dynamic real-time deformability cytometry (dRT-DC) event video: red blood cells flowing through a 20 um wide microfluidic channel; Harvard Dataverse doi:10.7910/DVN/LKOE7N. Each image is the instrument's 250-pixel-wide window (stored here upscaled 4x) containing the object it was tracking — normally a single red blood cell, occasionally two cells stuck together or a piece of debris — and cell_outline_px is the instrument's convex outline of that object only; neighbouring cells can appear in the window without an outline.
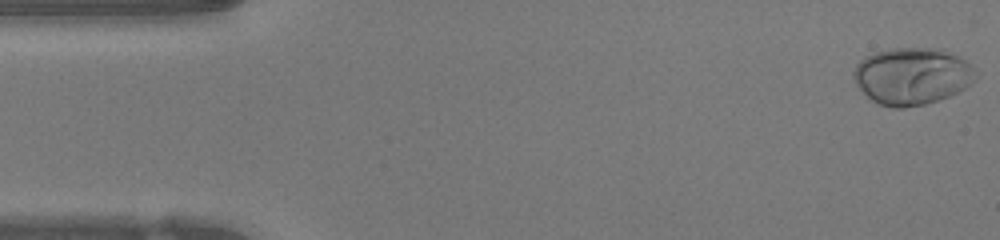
{"species": "human", "species_latin": "Homo sapiens", "temperature_condition": "warm", "stored_images_in_passage": 47, "camera_frame_rate_fps": 3000, "um_per_image_px": 0.085, "donor": {"sex": "female"}, "frame": {"image": 1, "passage_image": 1, "time_ms": 0.0, "image_size_px": [1000, 240], "cell_outline_px": [[972, 80], [964, 88], [948, 96], [924, 104], [904, 108], [892, 108], [876, 104], [856, 84], [852, 76], [852, 72], [856, 64], [860, 60], [876, 52], [892, 48], [944, 48], [964, 60], [972, 68]], "centroid_in_image_um": [77.45, 6.46], "position_along_channel_um": 7.6, "area_um2": 40.11}}
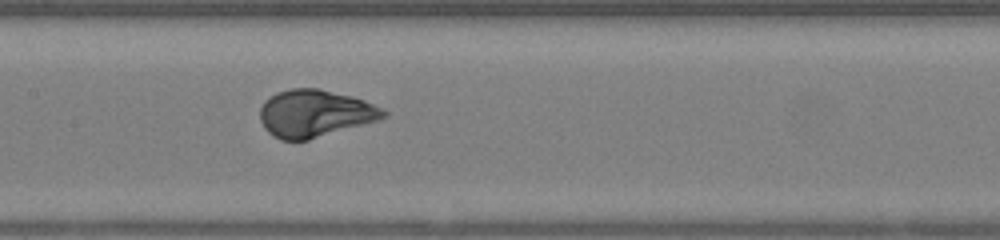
{"frame": {"image": 2, "passage_image": 22, "time_ms": 7.0, "image_size_px": [1000, 240], "cell_outline_px": [[388, 116], [376, 120], [308, 140], [280, 140], [272, 136], [264, 128], [260, 120], [260, 108], [264, 100], [276, 92], [292, 88], [316, 88], [352, 96], [364, 100], [384, 108], [388, 112]], "centroid_in_image_um": [26.74, 9.63], "position_along_channel_um": 180.7, "area_um2": 33.99}}
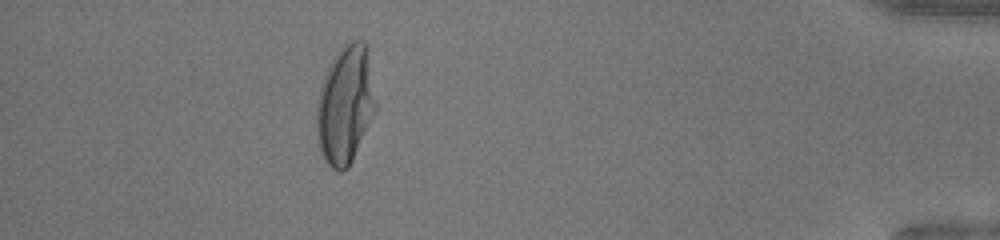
{"frame": {"image": 3, "passage_image": 42, "time_ms": 13.667, "image_size_px": [1000, 240], "cell_outline_px": [[376, 112], [348, 168], [340, 172], [332, 168], [328, 164], [320, 148], [316, 128], [316, 104], [320, 88], [324, 76], [336, 52], [344, 44], [352, 40], [364, 40], [368, 48], [376, 104]], "centroid_in_image_um": [29.36, 8.88], "position_along_channel_um": 405.8, "area_um2": 40.75}, "authors_computed_cell_mechanics": {"area_um2": 34.969, "velocity_mm_per_s": 4.2684, "shape_relaxation_time_tau1_ms": 2.7003, "shape_relaxation_time_tau2_ms": null, "deformation_change_tau1": 0.2078, "deformation_change_tau2": null}}